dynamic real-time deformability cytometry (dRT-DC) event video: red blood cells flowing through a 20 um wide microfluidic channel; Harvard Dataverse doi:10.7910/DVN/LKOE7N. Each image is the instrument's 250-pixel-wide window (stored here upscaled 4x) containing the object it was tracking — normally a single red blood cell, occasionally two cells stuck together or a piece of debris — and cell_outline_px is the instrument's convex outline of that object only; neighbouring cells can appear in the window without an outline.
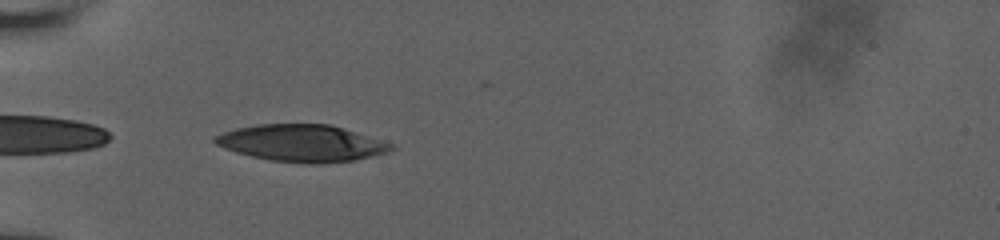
{"species": "human", "species_latin": "Homo sapiens", "temperature_condition": "room temperature", "stored_images_in_passage": 17, "camera_frame_rate_fps": 3000, "um_per_image_px": 0.085, "donor": {"sex": "male"}, "frame": {"image": 1, "passage_image": 4, "time_ms": 0.333, "image_size_px": [1000, 240], "cell_outline_px": [[396, 148], [388, 152], [372, 156], [352, 160], [320, 164], [304, 164], [268, 160], [236, 152], [224, 148], [216, 144], [212, 140], [212, 136], [236, 128], [256, 124], [332, 124], [396, 144]], "centroid_in_image_um": [25.67, 12.17], "position_along_channel_um": 59.3, "area_um2": 38.32}}
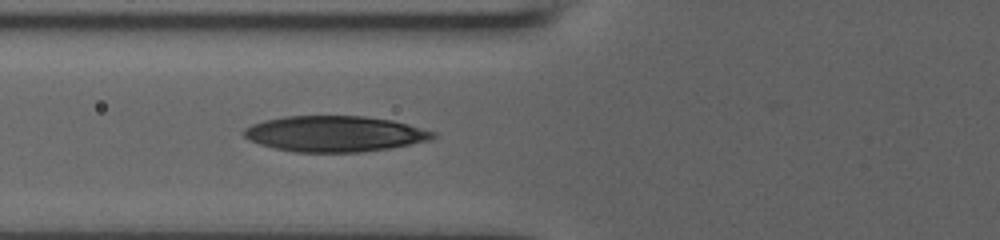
{"frame": {"image": 2, "passage_image": 12, "time_ms": 1.667, "image_size_px": [1000, 240], "cell_outline_px": [[436, 136], [432, 140], [392, 148], [360, 152], [292, 152], [260, 144], [248, 140], [240, 132], [244, 128], [252, 124], [264, 120], [284, 116], [364, 116], [392, 120], [408, 124], [436, 132]], "centroid_in_image_um": [28.45, 11.37], "position_along_channel_um": 97.4, "area_um2": 39.77}}
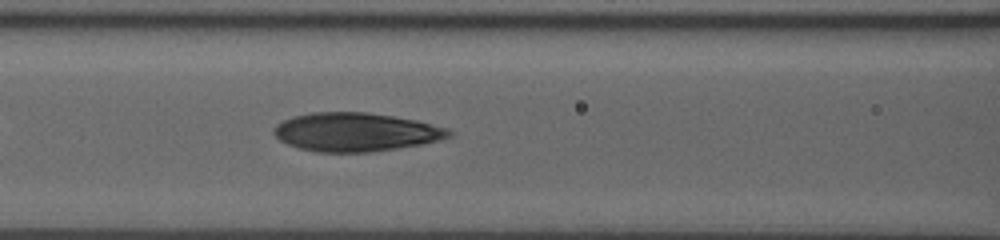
{"frame": {"image": 3, "passage_image": 17, "time_ms": 2.667, "image_size_px": [1000, 240], "cell_outline_px": [[452, 136], [440, 140], [420, 144], [372, 152], [316, 152], [300, 148], [288, 144], [280, 140], [272, 132], [272, 128], [276, 124], [292, 116], [312, 112], [364, 112], [392, 116], [416, 120], [448, 128], [452, 132]], "centroid_in_image_um": [30.22, 11.22], "position_along_channel_um": 136.4, "area_um2": 39.36}}